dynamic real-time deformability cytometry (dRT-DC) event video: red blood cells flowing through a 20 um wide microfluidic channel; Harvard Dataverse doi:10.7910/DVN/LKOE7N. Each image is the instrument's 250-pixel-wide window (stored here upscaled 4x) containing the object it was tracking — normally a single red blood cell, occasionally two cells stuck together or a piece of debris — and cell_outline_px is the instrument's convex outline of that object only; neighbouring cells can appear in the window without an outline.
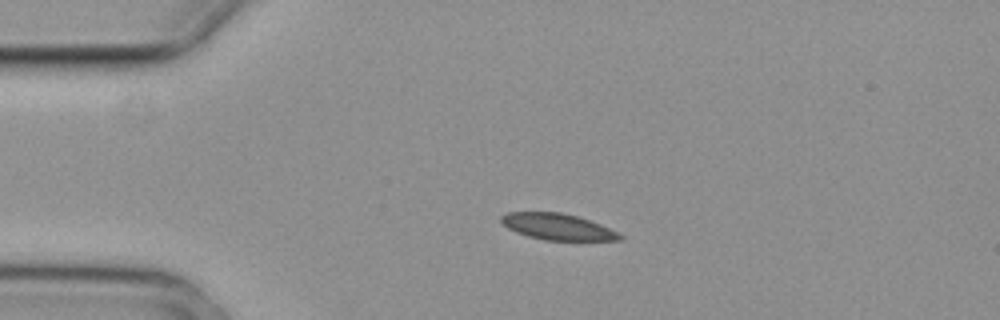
{"species": "common noctule bat (a hibernating species)", "species_latin": "Nyctalus noctula", "temperature_condition": "cold", "stored_images_in_passage": 4, "camera_frame_rate_fps": 3000, "um_per_image_px": 0.085, "animal": {"sex": "female", "body_mass_g": 29.2, "forearm_length_mm": 56.3}, "frame": {"image": 1, "passage_image": 3, "time_ms": 0.667, "image_size_px": [1000, 320], "cell_outline_px": [[624, 240], [544, 240], [528, 236], [516, 232], [508, 228], [500, 220], [500, 216], [508, 212], [560, 212], [576, 216], [600, 224], [624, 236]], "centroid_in_image_um": [47.38, 19.27], "position_along_channel_um": 37.6, "area_um2": 17.98}}